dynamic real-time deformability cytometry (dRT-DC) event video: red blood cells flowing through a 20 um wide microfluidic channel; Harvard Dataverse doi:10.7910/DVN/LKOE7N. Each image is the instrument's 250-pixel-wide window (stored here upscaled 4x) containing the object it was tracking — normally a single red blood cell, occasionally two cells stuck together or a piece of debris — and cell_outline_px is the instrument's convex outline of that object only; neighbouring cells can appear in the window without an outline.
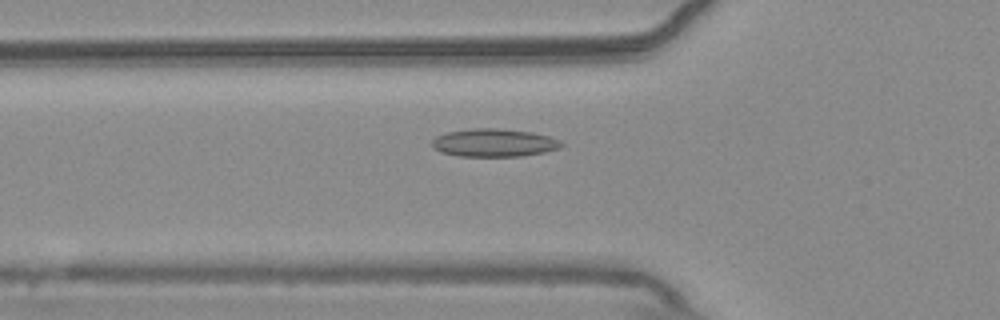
{"species": "common noctule bat (a hibernating species)", "species_latin": "Nyctalus noctula", "temperature_condition": "warm", "stored_images_in_passage": 47, "camera_frame_rate_fps": 3000, "um_per_image_px": 0.085, "animal": {"sex": "male", "body_mass_g": 20.4}, "frame": {"image": 1, "passage_image": 12, "time_ms": 3.667, "image_size_px": [1000, 320], "cell_outline_px": [[564, 144], [560, 148], [544, 152], [520, 156], [456, 156], [440, 152], [432, 148], [432, 140], [436, 136], [448, 132], [472, 128], [496, 128], [532, 132], [548, 136], [560, 140]], "centroid_in_image_um": [41.97, 12.13], "position_along_channel_um": 83.8, "area_um2": 21.15}}
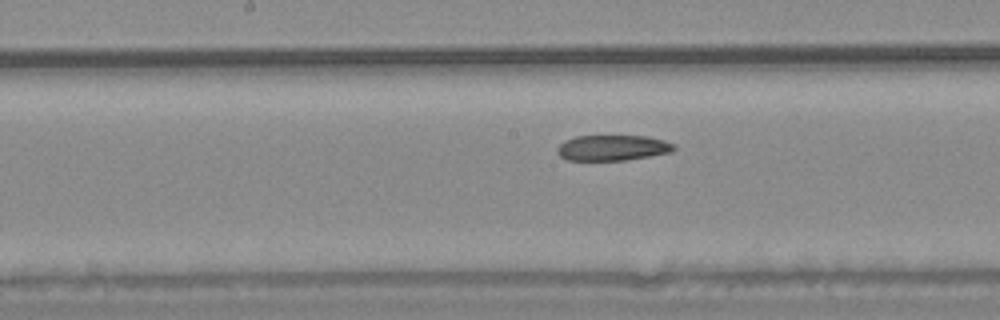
{"frame": {"image": 2, "passage_image": 21, "time_ms": 6.667, "image_size_px": [1000, 320], "cell_outline_px": [[676, 148], [672, 152], [624, 160], [568, 160], [560, 156], [556, 152], [556, 148], [564, 140], [576, 136], [648, 136], [664, 140], [676, 144]], "centroid_in_image_um": [52.07, 12.55], "position_along_channel_um": 196.1, "area_um2": 17.46}}
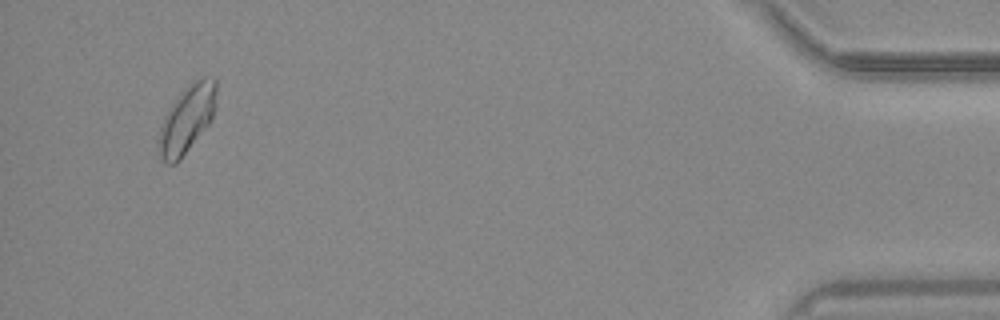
{"frame": {"image": 3, "passage_image": 45, "time_ms": 14.667, "image_size_px": [1000, 320], "cell_outline_px": [[216, 104], [212, 116], [208, 124], [180, 160], [176, 164], [168, 164], [156, 152], [156, 140], [164, 116], [168, 108], [180, 92], [192, 80], [204, 76], [216, 80]], "centroid_in_image_um": [15.84, 10.13], "position_along_channel_um": 419.4, "area_um2": 22.95}, "authors_computed_cell_mechanics": {"area_um2": 19.4208, "velocity_mm_per_s": 3.7288, "shape_relaxation_time_tau1_ms": null, "shape_relaxation_time_tau2_ms": 4.7305, "deformation_change_tau1": null, "deformation_change_tau2": 0.0794}}